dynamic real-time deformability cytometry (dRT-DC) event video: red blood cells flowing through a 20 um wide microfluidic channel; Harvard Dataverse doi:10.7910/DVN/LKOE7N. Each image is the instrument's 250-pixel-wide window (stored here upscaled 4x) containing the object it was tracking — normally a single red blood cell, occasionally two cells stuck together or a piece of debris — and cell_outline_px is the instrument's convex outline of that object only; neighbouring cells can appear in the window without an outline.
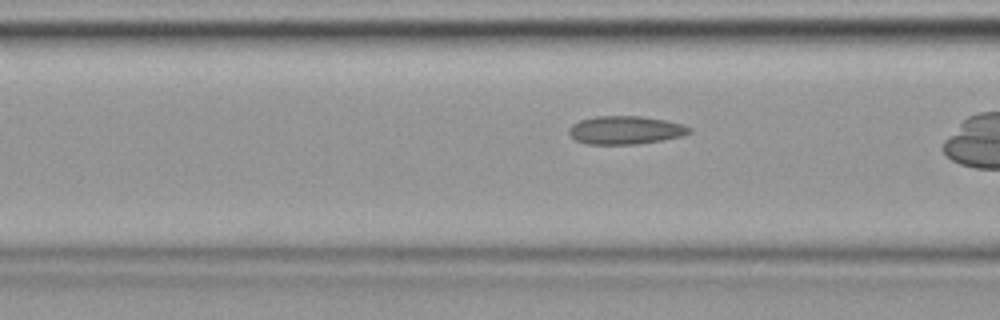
{"species": "common noctule bat (a hibernating species)", "species_latin": "Nyctalus noctula", "temperature_condition": "cold", "stored_images_in_passage": 32, "camera_frame_rate_fps": 3000, "um_per_image_px": 0.085, "animal": {"sex": "female", "body_mass_g": 19.9}, "frame": {"image": 1, "passage_image": 10, "time_ms": 3.0, "image_size_px": [1000, 320], "cell_outline_px": [[692, 132], [680, 136], [664, 140], [636, 144], [588, 144], [576, 140], [568, 132], [568, 128], [572, 124], [580, 120], [596, 116], [640, 116], [664, 120], [680, 124], [692, 128]], "centroid_in_image_um": [53.15, 11.06], "position_along_channel_um": 113.5, "area_um2": 19.71}}
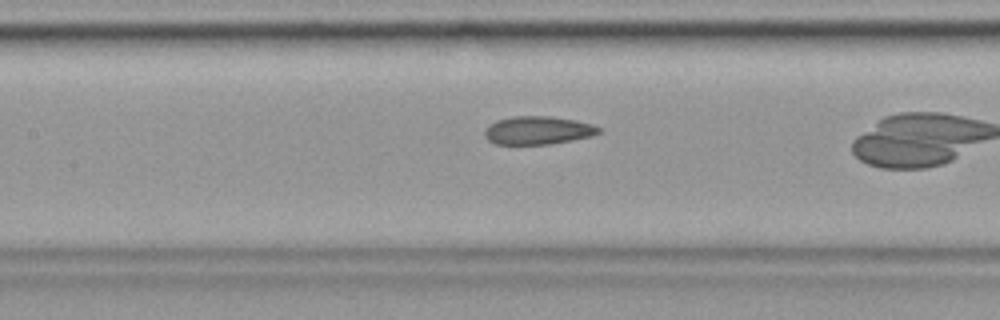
{"frame": {"image": 2, "passage_image": 14, "time_ms": 4.333, "image_size_px": [1000, 320], "cell_outline_px": [[600, 132], [592, 136], [552, 144], [496, 144], [488, 140], [484, 136], [484, 128], [488, 124], [496, 120], [512, 116], [552, 116], [576, 120], [592, 124], [600, 128]], "centroid_in_image_um": [45.69, 11.07], "position_along_channel_um": 161.7, "area_um2": 18.96}}